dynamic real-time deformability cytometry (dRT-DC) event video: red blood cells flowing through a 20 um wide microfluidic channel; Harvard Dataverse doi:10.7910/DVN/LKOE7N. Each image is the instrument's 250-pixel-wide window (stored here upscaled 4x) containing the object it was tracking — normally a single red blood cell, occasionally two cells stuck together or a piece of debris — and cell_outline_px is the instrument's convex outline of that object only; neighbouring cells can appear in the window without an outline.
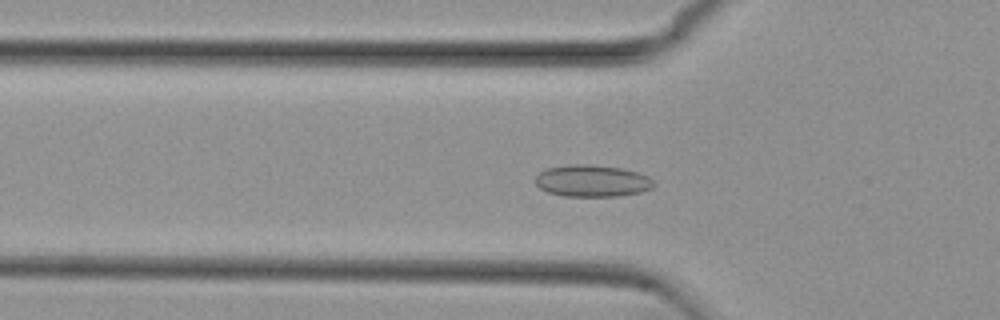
{"species": "common noctule bat (a hibernating species)", "species_latin": "Nyctalus noctula", "temperature_condition": "cold", "stored_images_in_passage": 53, "camera_frame_rate_fps": 3000, "um_per_image_px": 0.085, "animal": {"sex": "female", "body_mass_g": 29.2, "forearm_length_mm": 56.3}, "frame": {"image": 1, "passage_image": 17, "time_ms": 5.333, "image_size_px": [1000, 320], "cell_outline_px": [[656, 184], [652, 188], [640, 192], [616, 196], [564, 196], [548, 192], [540, 188], [536, 184], [536, 176], [540, 172], [548, 168], [568, 164], [592, 164], [620, 168], [636, 172], [648, 176]], "centroid_in_image_um": [50.33, 15.37], "position_along_channel_um": 75.5, "area_um2": 21.91}}
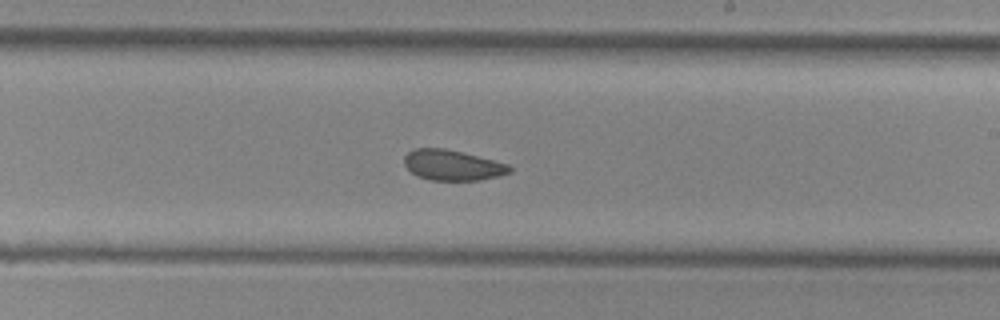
{"frame": {"image": 2, "passage_image": 31, "time_ms": 10.0, "image_size_px": [1000, 320], "cell_outline_px": [[512, 172], [500, 176], [480, 180], [432, 180], [416, 176], [404, 164], [404, 156], [408, 152], [416, 148], [444, 148], [508, 164], [512, 168]], "centroid_in_image_um": [38.46, 14.05], "position_along_channel_um": 250.5, "area_um2": 18.55}}
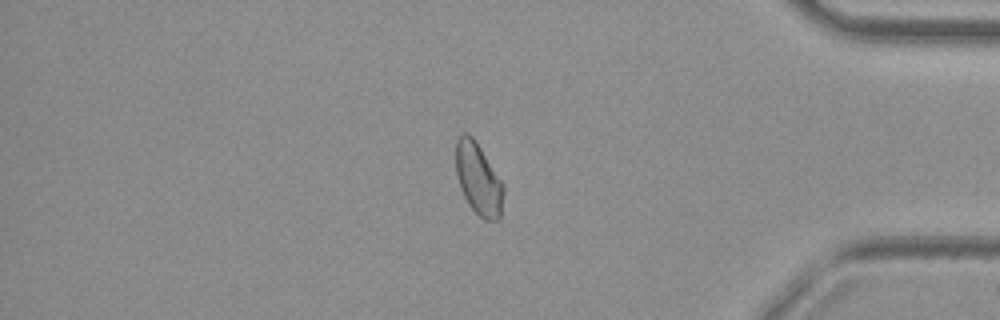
{"frame": {"image": 3, "passage_image": 45, "time_ms": 14.667, "image_size_px": [1000, 320], "cell_outline_px": [[504, 192], [500, 220], [484, 220], [472, 208], [464, 196], [460, 188], [456, 172], [456, 140], [464, 132], [468, 132], [476, 140], [500, 180], [504, 188]], "centroid_in_image_um": [40.66, 15.21], "position_along_channel_um": 394.5, "area_um2": 19.77}, "authors_computed_cell_mechanics": {"area_um2": 20.2878, "velocity_mm_per_s": 3.7457, "shape_relaxation_time_tau1_ms": null, "shape_relaxation_time_tau2_ms": 2.4709, "deformation_change_tau1": null, "deformation_change_tau2": 0.0584}}